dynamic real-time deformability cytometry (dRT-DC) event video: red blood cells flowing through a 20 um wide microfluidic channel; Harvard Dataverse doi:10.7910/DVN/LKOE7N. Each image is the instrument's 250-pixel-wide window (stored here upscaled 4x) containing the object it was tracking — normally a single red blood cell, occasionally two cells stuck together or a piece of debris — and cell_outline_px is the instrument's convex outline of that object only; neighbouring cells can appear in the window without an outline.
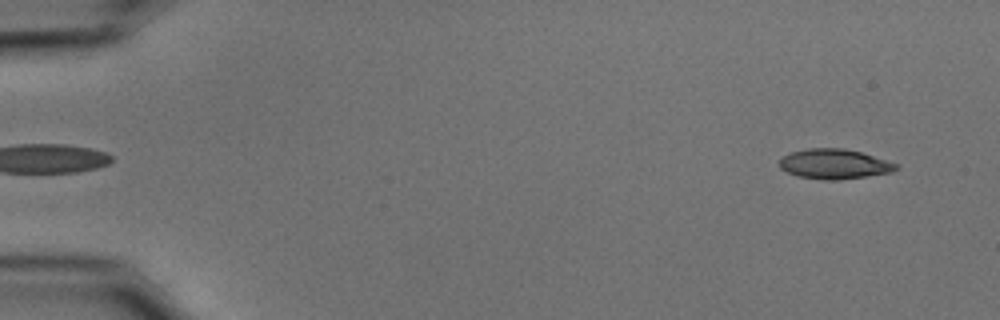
{"species": "common noctule bat (a hibernating species)", "species_latin": "Nyctalus noctula", "temperature_condition": "cold", "stored_images_in_passage": 54, "camera_frame_rate_fps": 3000, "um_per_image_px": 0.085, "animal": {"sex": "male", "body_mass_g": 15.6}, "frame": {"image": 1, "passage_image": 3, "time_ms": 0.667, "image_size_px": [1000, 320], "cell_outline_px": [[900, 168], [892, 172], [840, 180], [824, 180], [796, 176], [780, 168], [780, 160], [784, 156], [792, 152], [808, 148], [844, 148], [860, 152], [900, 164]], "centroid_in_image_um": [70.95, 13.95], "position_along_channel_um": 14.0, "area_um2": 20.35}}
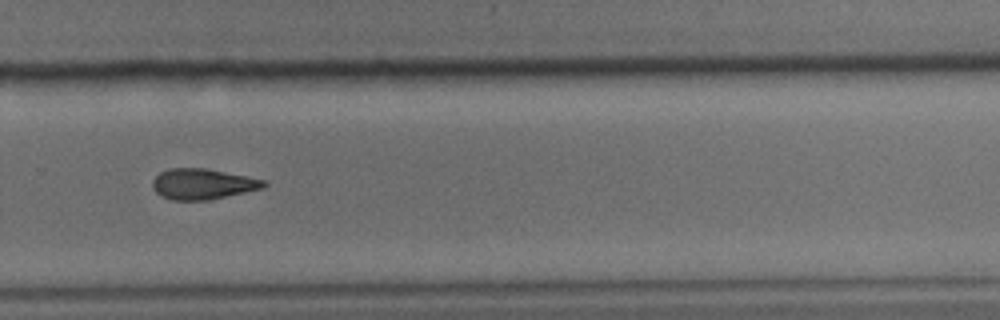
{"frame": {"image": 2, "passage_image": 37, "time_ms": 12.0, "image_size_px": [1000, 320], "cell_outline_px": [[268, 184], [264, 188], [208, 200], [172, 200], [160, 196], [152, 188], [152, 180], [160, 172], [168, 168], [208, 168], [264, 180]], "centroid_in_image_um": [17.2, 15.64], "position_along_channel_um": 312.6, "area_um2": 19.94}}
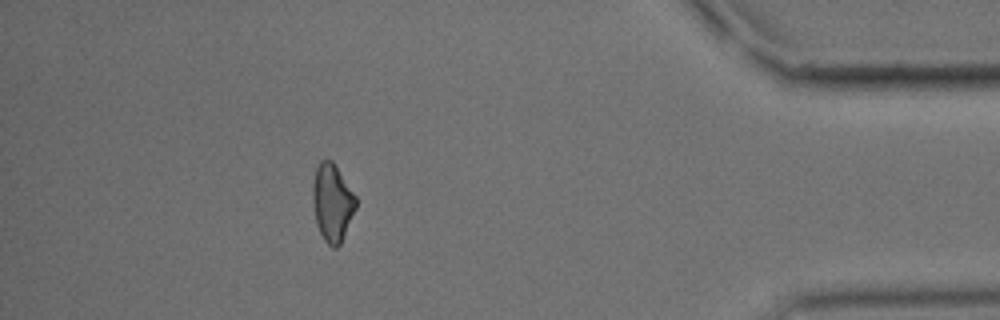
{"frame": {"image": 3, "passage_image": 48, "time_ms": 15.667, "image_size_px": [1000, 320], "cell_outline_px": [[356, 208], [340, 244], [336, 248], [332, 248], [324, 240], [316, 224], [312, 200], [312, 184], [316, 168], [320, 160], [332, 160], [356, 196]], "centroid_in_image_um": [28.23, 17.22], "position_along_channel_um": 407.0, "area_um2": 19.48}}